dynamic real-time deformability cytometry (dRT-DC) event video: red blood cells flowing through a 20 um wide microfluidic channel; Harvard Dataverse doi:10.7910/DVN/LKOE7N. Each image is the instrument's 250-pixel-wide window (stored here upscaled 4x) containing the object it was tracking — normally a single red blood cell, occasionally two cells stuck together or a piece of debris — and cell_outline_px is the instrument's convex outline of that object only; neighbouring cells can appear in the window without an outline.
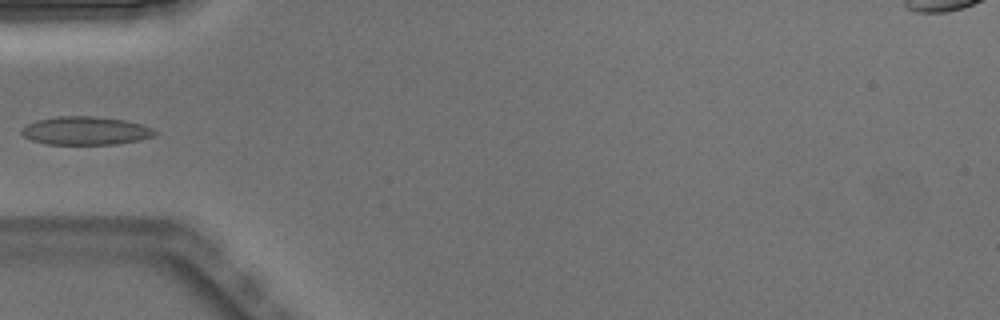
{"species": "Egyptian fruit bat (a non-hibernating species)", "species_latin": "Rousettus aegyptiacus", "temperature_condition": "warm", "stored_images_in_passage": 4, "camera_frame_rate_fps": 3000, "um_per_image_px": 0.085, "animal": {"sex": "male"}, "frame": {"image": 1, "passage_image": 4, "time_ms": 1.0, "image_size_px": [1000, 320], "cell_outline_px": [[156, 136], [140, 140], [116, 144], [44, 144], [32, 140], [24, 136], [20, 132], [20, 128], [36, 120], [56, 116], [96, 116], [124, 120], [140, 124], [152, 128], [156, 132]], "centroid_in_image_um": [7.26, 11.11], "position_along_channel_um": 77.7, "area_um2": 22.08}}